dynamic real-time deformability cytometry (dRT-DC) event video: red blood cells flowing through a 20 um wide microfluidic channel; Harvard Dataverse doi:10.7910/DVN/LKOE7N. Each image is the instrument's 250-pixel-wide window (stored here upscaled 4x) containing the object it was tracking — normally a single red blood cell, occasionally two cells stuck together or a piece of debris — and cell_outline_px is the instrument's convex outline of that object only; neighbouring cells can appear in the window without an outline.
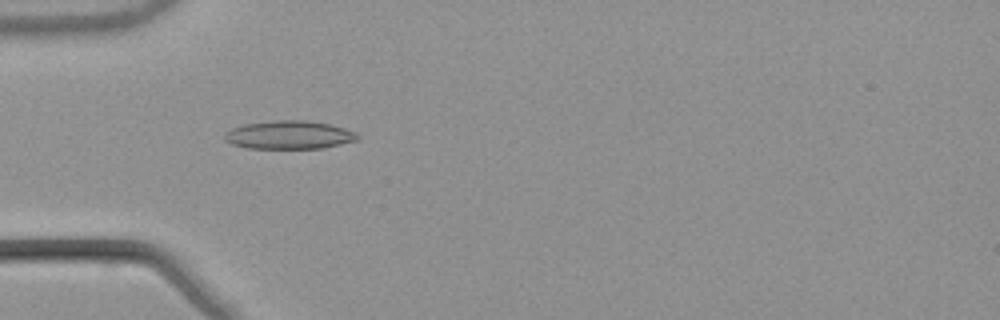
{"species": "common noctule bat (a hibernating species)", "species_latin": "Nyctalus noctula", "temperature_condition": "warm", "stored_images_in_passage": 52, "camera_frame_rate_fps": 3000, "um_per_image_px": 0.085, "animal": {"sex": "male", "body_mass_g": 21.5, "forearm_length_mm": 52.0}, "frame": {"image": 1, "passage_image": 16, "time_ms": 5.0, "image_size_px": [1000, 320], "cell_outline_px": [[360, 140], [324, 148], [248, 148], [232, 144], [224, 140], [224, 136], [232, 128], [244, 124], [276, 120], [304, 120], [332, 124], [356, 132], [360, 136]], "centroid_in_image_um": [24.64, 11.47], "position_along_channel_um": 60.4, "area_um2": 22.02}}
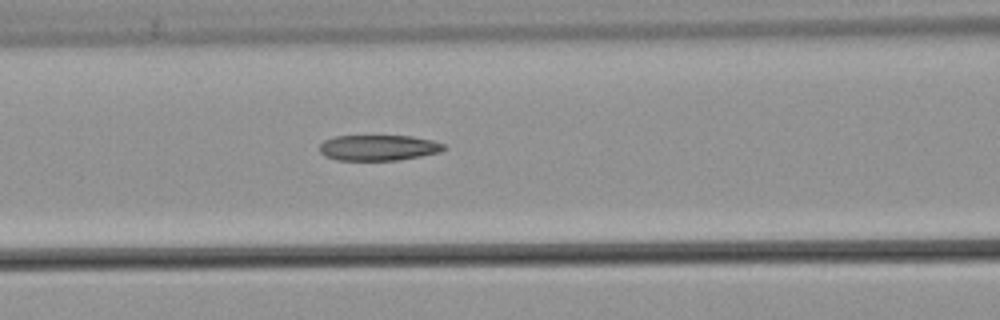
{"frame": {"image": 2, "passage_image": 22, "time_ms": 7.0, "image_size_px": [1000, 320], "cell_outline_px": [[448, 148], [440, 152], [400, 160], [336, 160], [324, 156], [320, 152], [320, 144], [324, 140], [332, 136], [412, 136], [432, 140], [444, 144]], "centroid_in_image_um": [32.17, 12.55], "position_along_channel_um": 134.4, "area_um2": 18.73}}
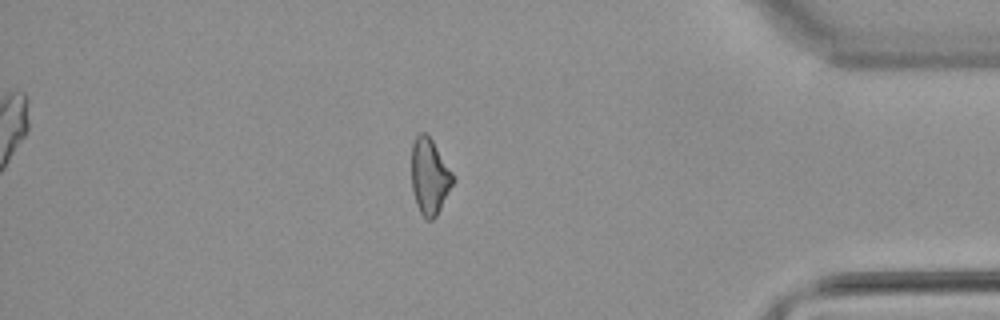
{"frame": {"image": 3, "passage_image": 45, "time_ms": 14.667, "image_size_px": [1000, 320], "cell_outline_px": [[456, 180], [436, 216], [432, 220], [428, 220], [420, 212], [416, 204], [412, 192], [412, 144], [416, 136], [420, 132], [424, 132], [432, 140], [452, 172]], "centroid_in_image_um": [36.52, 15.01], "position_along_channel_um": 398.7, "area_um2": 18.26}, "authors_computed_cell_mechanics": {"area_um2": 19.6231, "velocity_mm_per_s": 3.8888, "shape_relaxation_time_tau1_ms": null, "shape_relaxation_time_tau2_ms": 6.6391, "deformation_change_tau1": null, "deformation_change_tau2": 0.1841}}